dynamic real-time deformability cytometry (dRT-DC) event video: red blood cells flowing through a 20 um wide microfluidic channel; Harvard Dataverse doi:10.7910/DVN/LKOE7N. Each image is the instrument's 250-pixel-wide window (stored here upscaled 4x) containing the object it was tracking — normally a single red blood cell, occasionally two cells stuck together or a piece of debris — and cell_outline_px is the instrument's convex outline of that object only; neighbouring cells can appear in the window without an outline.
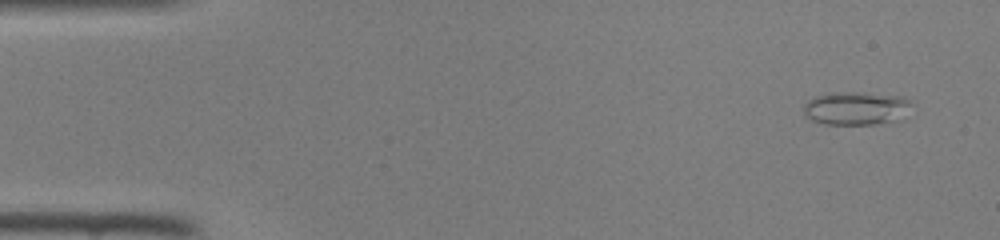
{"species": "common noctule bat (a hibernating species)", "species_latin": "Nyctalus noctula", "temperature_condition": "room temperature", "stored_images_in_passage": 46, "camera_frame_rate_fps": 3000, "um_per_image_px": 0.085, "animal": {"sex": "female", "body_mass_g": 22.0, "forearm_length_mm": 56.7}, "frame": {"image": 1, "passage_image": 3, "time_ms": 0.667, "image_size_px": [1000, 240], "cell_outline_px": [[912, 104], [896, 120], [876, 124], [824, 124], [812, 120], [804, 116], [804, 104], [812, 96], [832, 92], [856, 92], [900, 96], [908, 100]], "centroid_in_image_um": [72.67, 9.19], "position_along_channel_um": 12.3, "area_um2": 20.75}}
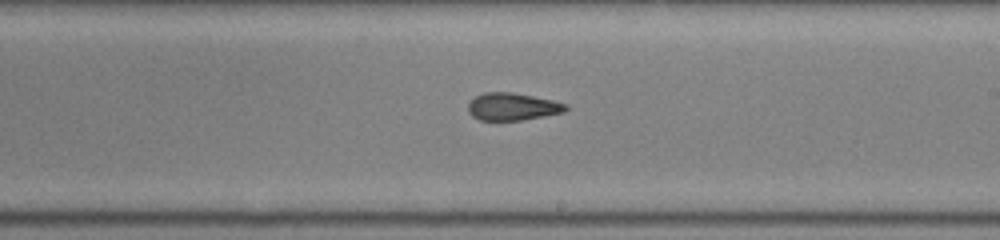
{"frame": {"image": 2, "passage_image": 27, "time_ms": 8.667, "image_size_px": [1000, 240], "cell_outline_px": [[568, 108], [564, 112], [544, 116], [520, 120], [480, 120], [472, 116], [468, 112], [468, 104], [476, 96], [484, 92], [512, 92], [552, 100], [568, 104]], "centroid_in_image_um": [43.56, 9.06], "position_along_channel_um": 245.4, "area_um2": 15.55}}
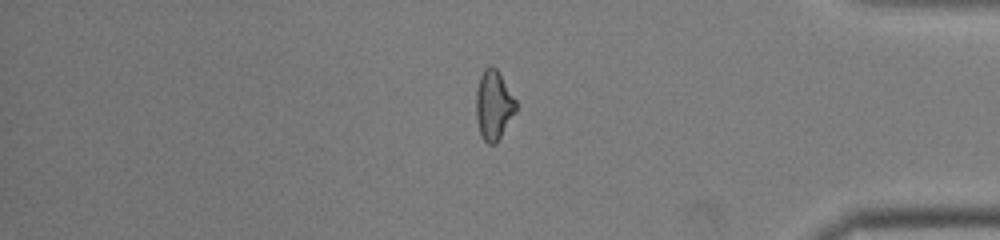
{"frame": {"image": 3, "passage_image": 39, "time_ms": 12.667, "image_size_px": [1000, 240], "cell_outline_px": [[516, 112], [496, 144], [488, 144], [480, 136], [476, 116], [476, 92], [480, 76], [484, 68], [492, 64], [500, 72], [516, 100]], "centroid_in_image_um": [41.96, 8.92], "position_along_channel_um": 393.2, "area_um2": 16.36}}